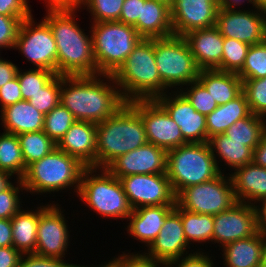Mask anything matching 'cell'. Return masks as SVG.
<instances>
[{
  "label": "cell",
  "instance_id": "cell-1",
  "mask_svg": "<svg viewBox=\"0 0 266 267\" xmlns=\"http://www.w3.org/2000/svg\"><path fill=\"white\" fill-rule=\"evenodd\" d=\"M45 8L43 19L49 24L57 47V74L97 75L91 30L86 33L77 22L79 7Z\"/></svg>",
  "mask_w": 266,
  "mask_h": 267
},
{
  "label": "cell",
  "instance_id": "cell-2",
  "mask_svg": "<svg viewBox=\"0 0 266 267\" xmlns=\"http://www.w3.org/2000/svg\"><path fill=\"white\" fill-rule=\"evenodd\" d=\"M125 103L113 75L61 76L60 104L76 120L99 124Z\"/></svg>",
  "mask_w": 266,
  "mask_h": 267
},
{
  "label": "cell",
  "instance_id": "cell-3",
  "mask_svg": "<svg viewBox=\"0 0 266 267\" xmlns=\"http://www.w3.org/2000/svg\"><path fill=\"white\" fill-rule=\"evenodd\" d=\"M147 143L141 116L126 102L113 116L97 124V168H106L119 156Z\"/></svg>",
  "mask_w": 266,
  "mask_h": 267
},
{
  "label": "cell",
  "instance_id": "cell-4",
  "mask_svg": "<svg viewBox=\"0 0 266 267\" xmlns=\"http://www.w3.org/2000/svg\"><path fill=\"white\" fill-rule=\"evenodd\" d=\"M113 77L126 102L155 99L169 92L161 81L155 62L154 38H142Z\"/></svg>",
  "mask_w": 266,
  "mask_h": 267
},
{
  "label": "cell",
  "instance_id": "cell-5",
  "mask_svg": "<svg viewBox=\"0 0 266 267\" xmlns=\"http://www.w3.org/2000/svg\"><path fill=\"white\" fill-rule=\"evenodd\" d=\"M86 168L76 157L59 149L27 167L22 178L26 193L33 195L53 194L73 189L78 194L83 170ZM70 187H72L70 189ZM46 193V194H45ZM45 194V195H43Z\"/></svg>",
  "mask_w": 266,
  "mask_h": 267
},
{
  "label": "cell",
  "instance_id": "cell-6",
  "mask_svg": "<svg viewBox=\"0 0 266 267\" xmlns=\"http://www.w3.org/2000/svg\"><path fill=\"white\" fill-rule=\"evenodd\" d=\"M77 197L103 219H121L123 222L133 211L119 178L106 168L86 167Z\"/></svg>",
  "mask_w": 266,
  "mask_h": 267
},
{
  "label": "cell",
  "instance_id": "cell-7",
  "mask_svg": "<svg viewBox=\"0 0 266 267\" xmlns=\"http://www.w3.org/2000/svg\"><path fill=\"white\" fill-rule=\"evenodd\" d=\"M220 171L208 142L187 143L167 152V177L176 196L185 188L218 177Z\"/></svg>",
  "mask_w": 266,
  "mask_h": 267
},
{
  "label": "cell",
  "instance_id": "cell-8",
  "mask_svg": "<svg viewBox=\"0 0 266 267\" xmlns=\"http://www.w3.org/2000/svg\"><path fill=\"white\" fill-rule=\"evenodd\" d=\"M90 23L97 74L113 75L142 37L133 26L118 21Z\"/></svg>",
  "mask_w": 266,
  "mask_h": 267
},
{
  "label": "cell",
  "instance_id": "cell-9",
  "mask_svg": "<svg viewBox=\"0 0 266 267\" xmlns=\"http://www.w3.org/2000/svg\"><path fill=\"white\" fill-rule=\"evenodd\" d=\"M154 56L161 81L169 91L197 81L201 69L183 36L154 38Z\"/></svg>",
  "mask_w": 266,
  "mask_h": 267
},
{
  "label": "cell",
  "instance_id": "cell-10",
  "mask_svg": "<svg viewBox=\"0 0 266 267\" xmlns=\"http://www.w3.org/2000/svg\"><path fill=\"white\" fill-rule=\"evenodd\" d=\"M230 173L183 189L176 203L183 209L204 215H217L237 203Z\"/></svg>",
  "mask_w": 266,
  "mask_h": 267
},
{
  "label": "cell",
  "instance_id": "cell-11",
  "mask_svg": "<svg viewBox=\"0 0 266 267\" xmlns=\"http://www.w3.org/2000/svg\"><path fill=\"white\" fill-rule=\"evenodd\" d=\"M33 17L22 21L13 50H19L35 69L57 74V47L50 26L43 18L37 22Z\"/></svg>",
  "mask_w": 266,
  "mask_h": 267
},
{
  "label": "cell",
  "instance_id": "cell-12",
  "mask_svg": "<svg viewBox=\"0 0 266 267\" xmlns=\"http://www.w3.org/2000/svg\"><path fill=\"white\" fill-rule=\"evenodd\" d=\"M53 202L55 201L48 202L47 204L41 202L39 204L35 253L41 256L65 259L67 257L65 255H68V248H70L71 230L69 232L68 220L65 218V214H63L65 210L59 203Z\"/></svg>",
  "mask_w": 266,
  "mask_h": 267
},
{
  "label": "cell",
  "instance_id": "cell-13",
  "mask_svg": "<svg viewBox=\"0 0 266 267\" xmlns=\"http://www.w3.org/2000/svg\"><path fill=\"white\" fill-rule=\"evenodd\" d=\"M129 103L143 120L148 143L167 152L188 143L178 125L155 99L132 100Z\"/></svg>",
  "mask_w": 266,
  "mask_h": 267
},
{
  "label": "cell",
  "instance_id": "cell-14",
  "mask_svg": "<svg viewBox=\"0 0 266 267\" xmlns=\"http://www.w3.org/2000/svg\"><path fill=\"white\" fill-rule=\"evenodd\" d=\"M215 27L224 37L249 45L260 44L266 40V13L249 7L219 8Z\"/></svg>",
  "mask_w": 266,
  "mask_h": 267
},
{
  "label": "cell",
  "instance_id": "cell-15",
  "mask_svg": "<svg viewBox=\"0 0 266 267\" xmlns=\"http://www.w3.org/2000/svg\"><path fill=\"white\" fill-rule=\"evenodd\" d=\"M132 209L176 205V194L167 174L130 175L119 178Z\"/></svg>",
  "mask_w": 266,
  "mask_h": 267
},
{
  "label": "cell",
  "instance_id": "cell-16",
  "mask_svg": "<svg viewBox=\"0 0 266 267\" xmlns=\"http://www.w3.org/2000/svg\"><path fill=\"white\" fill-rule=\"evenodd\" d=\"M213 244L220 248L249 238L258 232L254 205L237 202L230 209L213 216Z\"/></svg>",
  "mask_w": 266,
  "mask_h": 267
},
{
  "label": "cell",
  "instance_id": "cell-17",
  "mask_svg": "<svg viewBox=\"0 0 266 267\" xmlns=\"http://www.w3.org/2000/svg\"><path fill=\"white\" fill-rule=\"evenodd\" d=\"M155 100L178 125L188 143L207 142L206 116L197 112L180 91H169Z\"/></svg>",
  "mask_w": 266,
  "mask_h": 267
},
{
  "label": "cell",
  "instance_id": "cell-18",
  "mask_svg": "<svg viewBox=\"0 0 266 267\" xmlns=\"http://www.w3.org/2000/svg\"><path fill=\"white\" fill-rule=\"evenodd\" d=\"M181 221V207L176 203L175 208L167 215L165 222L151 245L144 253L166 266L169 262L190 254ZM146 250V251H145Z\"/></svg>",
  "mask_w": 266,
  "mask_h": 267
},
{
  "label": "cell",
  "instance_id": "cell-19",
  "mask_svg": "<svg viewBox=\"0 0 266 267\" xmlns=\"http://www.w3.org/2000/svg\"><path fill=\"white\" fill-rule=\"evenodd\" d=\"M106 169L117 178L130 175L166 174L167 151L147 143L119 156Z\"/></svg>",
  "mask_w": 266,
  "mask_h": 267
},
{
  "label": "cell",
  "instance_id": "cell-20",
  "mask_svg": "<svg viewBox=\"0 0 266 267\" xmlns=\"http://www.w3.org/2000/svg\"><path fill=\"white\" fill-rule=\"evenodd\" d=\"M171 9L173 35L185 34L216 24L218 0H174Z\"/></svg>",
  "mask_w": 266,
  "mask_h": 267
},
{
  "label": "cell",
  "instance_id": "cell-21",
  "mask_svg": "<svg viewBox=\"0 0 266 267\" xmlns=\"http://www.w3.org/2000/svg\"><path fill=\"white\" fill-rule=\"evenodd\" d=\"M97 124L75 121L56 144V148L76 157L86 167L97 168Z\"/></svg>",
  "mask_w": 266,
  "mask_h": 267
},
{
  "label": "cell",
  "instance_id": "cell-22",
  "mask_svg": "<svg viewBox=\"0 0 266 267\" xmlns=\"http://www.w3.org/2000/svg\"><path fill=\"white\" fill-rule=\"evenodd\" d=\"M183 37L201 70L217 69L222 71L224 36L215 26L193 30Z\"/></svg>",
  "mask_w": 266,
  "mask_h": 267
},
{
  "label": "cell",
  "instance_id": "cell-23",
  "mask_svg": "<svg viewBox=\"0 0 266 267\" xmlns=\"http://www.w3.org/2000/svg\"><path fill=\"white\" fill-rule=\"evenodd\" d=\"M176 205L139 207L132 211L126 222L129 237L149 247L159 234L167 215Z\"/></svg>",
  "mask_w": 266,
  "mask_h": 267
},
{
  "label": "cell",
  "instance_id": "cell-24",
  "mask_svg": "<svg viewBox=\"0 0 266 267\" xmlns=\"http://www.w3.org/2000/svg\"><path fill=\"white\" fill-rule=\"evenodd\" d=\"M229 175L237 202L255 205L266 198V168L251 162Z\"/></svg>",
  "mask_w": 266,
  "mask_h": 267
},
{
  "label": "cell",
  "instance_id": "cell-25",
  "mask_svg": "<svg viewBox=\"0 0 266 267\" xmlns=\"http://www.w3.org/2000/svg\"><path fill=\"white\" fill-rule=\"evenodd\" d=\"M44 116L28 100H20L0 111L3 132L17 136L43 130Z\"/></svg>",
  "mask_w": 266,
  "mask_h": 267
},
{
  "label": "cell",
  "instance_id": "cell-26",
  "mask_svg": "<svg viewBox=\"0 0 266 267\" xmlns=\"http://www.w3.org/2000/svg\"><path fill=\"white\" fill-rule=\"evenodd\" d=\"M133 27L145 39L172 36L170 7L156 0H146L142 5L141 18Z\"/></svg>",
  "mask_w": 266,
  "mask_h": 267
},
{
  "label": "cell",
  "instance_id": "cell-27",
  "mask_svg": "<svg viewBox=\"0 0 266 267\" xmlns=\"http://www.w3.org/2000/svg\"><path fill=\"white\" fill-rule=\"evenodd\" d=\"M230 140L231 139L225 133L216 134L208 140L220 171L223 168V174L227 167L229 168L228 170H231L230 173H232L236 168L243 167L253 162V150L250 147L245 146L244 142ZM221 166L227 167L224 168Z\"/></svg>",
  "mask_w": 266,
  "mask_h": 267
},
{
  "label": "cell",
  "instance_id": "cell-28",
  "mask_svg": "<svg viewBox=\"0 0 266 267\" xmlns=\"http://www.w3.org/2000/svg\"><path fill=\"white\" fill-rule=\"evenodd\" d=\"M264 235L259 231L249 238L233 241L220 250L224 267H260Z\"/></svg>",
  "mask_w": 266,
  "mask_h": 267
},
{
  "label": "cell",
  "instance_id": "cell-29",
  "mask_svg": "<svg viewBox=\"0 0 266 267\" xmlns=\"http://www.w3.org/2000/svg\"><path fill=\"white\" fill-rule=\"evenodd\" d=\"M197 80L211 93L218 106L235 99L242 93V80L236 73L202 69Z\"/></svg>",
  "mask_w": 266,
  "mask_h": 267
},
{
  "label": "cell",
  "instance_id": "cell-30",
  "mask_svg": "<svg viewBox=\"0 0 266 267\" xmlns=\"http://www.w3.org/2000/svg\"><path fill=\"white\" fill-rule=\"evenodd\" d=\"M34 208H21L11 218L13 247L21 254L35 253L36 250L39 205Z\"/></svg>",
  "mask_w": 266,
  "mask_h": 267
},
{
  "label": "cell",
  "instance_id": "cell-31",
  "mask_svg": "<svg viewBox=\"0 0 266 267\" xmlns=\"http://www.w3.org/2000/svg\"><path fill=\"white\" fill-rule=\"evenodd\" d=\"M251 114L245 94L242 92L235 99L219 105L214 111L206 115L207 142L216 134H223L239 119Z\"/></svg>",
  "mask_w": 266,
  "mask_h": 267
},
{
  "label": "cell",
  "instance_id": "cell-32",
  "mask_svg": "<svg viewBox=\"0 0 266 267\" xmlns=\"http://www.w3.org/2000/svg\"><path fill=\"white\" fill-rule=\"evenodd\" d=\"M181 221L188 244L192 247L196 242L204 245L213 244V215L193 213L181 208ZM195 242V243H194Z\"/></svg>",
  "mask_w": 266,
  "mask_h": 267
},
{
  "label": "cell",
  "instance_id": "cell-33",
  "mask_svg": "<svg viewBox=\"0 0 266 267\" xmlns=\"http://www.w3.org/2000/svg\"><path fill=\"white\" fill-rule=\"evenodd\" d=\"M0 170L11 173L17 179H22L26 173L27 167L15 134L0 133Z\"/></svg>",
  "mask_w": 266,
  "mask_h": 267
},
{
  "label": "cell",
  "instance_id": "cell-34",
  "mask_svg": "<svg viewBox=\"0 0 266 267\" xmlns=\"http://www.w3.org/2000/svg\"><path fill=\"white\" fill-rule=\"evenodd\" d=\"M265 127L266 118L251 113L231 125L225 134L231 139L230 141L244 142L245 146L254 150L260 142Z\"/></svg>",
  "mask_w": 266,
  "mask_h": 267
},
{
  "label": "cell",
  "instance_id": "cell-35",
  "mask_svg": "<svg viewBox=\"0 0 266 267\" xmlns=\"http://www.w3.org/2000/svg\"><path fill=\"white\" fill-rule=\"evenodd\" d=\"M18 140L26 167L33 162L42 159L56 149V144L44 133L43 130L22 133L18 135Z\"/></svg>",
  "mask_w": 266,
  "mask_h": 267
},
{
  "label": "cell",
  "instance_id": "cell-36",
  "mask_svg": "<svg viewBox=\"0 0 266 267\" xmlns=\"http://www.w3.org/2000/svg\"><path fill=\"white\" fill-rule=\"evenodd\" d=\"M75 121L73 114L59 104L44 116L43 131L57 144Z\"/></svg>",
  "mask_w": 266,
  "mask_h": 267
},
{
  "label": "cell",
  "instance_id": "cell-37",
  "mask_svg": "<svg viewBox=\"0 0 266 267\" xmlns=\"http://www.w3.org/2000/svg\"><path fill=\"white\" fill-rule=\"evenodd\" d=\"M125 0H82L79 9L90 13V22L118 21Z\"/></svg>",
  "mask_w": 266,
  "mask_h": 267
},
{
  "label": "cell",
  "instance_id": "cell-38",
  "mask_svg": "<svg viewBox=\"0 0 266 267\" xmlns=\"http://www.w3.org/2000/svg\"><path fill=\"white\" fill-rule=\"evenodd\" d=\"M237 75L242 81L266 77V40L249 46L242 70Z\"/></svg>",
  "mask_w": 266,
  "mask_h": 267
},
{
  "label": "cell",
  "instance_id": "cell-39",
  "mask_svg": "<svg viewBox=\"0 0 266 267\" xmlns=\"http://www.w3.org/2000/svg\"><path fill=\"white\" fill-rule=\"evenodd\" d=\"M31 68L27 71L19 68L17 71L23 100H29L56 75L50 70Z\"/></svg>",
  "mask_w": 266,
  "mask_h": 267
},
{
  "label": "cell",
  "instance_id": "cell-40",
  "mask_svg": "<svg viewBox=\"0 0 266 267\" xmlns=\"http://www.w3.org/2000/svg\"><path fill=\"white\" fill-rule=\"evenodd\" d=\"M249 44L224 37L222 71L238 74L243 67Z\"/></svg>",
  "mask_w": 266,
  "mask_h": 267
},
{
  "label": "cell",
  "instance_id": "cell-41",
  "mask_svg": "<svg viewBox=\"0 0 266 267\" xmlns=\"http://www.w3.org/2000/svg\"><path fill=\"white\" fill-rule=\"evenodd\" d=\"M61 76L56 74L43 88L28 100L39 112L46 115L60 104Z\"/></svg>",
  "mask_w": 266,
  "mask_h": 267
},
{
  "label": "cell",
  "instance_id": "cell-42",
  "mask_svg": "<svg viewBox=\"0 0 266 267\" xmlns=\"http://www.w3.org/2000/svg\"><path fill=\"white\" fill-rule=\"evenodd\" d=\"M242 92L246 96L251 113L266 118V77L243 80Z\"/></svg>",
  "mask_w": 266,
  "mask_h": 267
},
{
  "label": "cell",
  "instance_id": "cell-43",
  "mask_svg": "<svg viewBox=\"0 0 266 267\" xmlns=\"http://www.w3.org/2000/svg\"><path fill=\"white\" fill-rule=\"evenodd\" d=\"M179 91L187 98L197 112L205 116L218 107L211 93L198 80L189 83Z\"/></svg>",
  "mask_w": 266,
  "mask_h": 267
},
{
  "label": "cell",
  "instance_id": "cell-44",
  "mask_svg": "<svg viewBox=\"0 0 266 267\" xmlns=\"http://www.w3.org/2000/svg\"><path fill=\"white\" fill-rule=\"evenodd\" d=\"M6 190L0 192V219H11L21 209L24 208L21 193L25 194L22 179L13 180ZM21 191V192H20Z\"/></svg>",
  "mask_w": 266,
  "mask_h": 267
},
{
  "label": "cell",
  "instance_id": "cell-45",
  "mask_svg": "<svg viewBox=\"0 0 266 267\" xmlns=\"http://www.w3.org/2000/svg\"><path fill=\"white\" fill-rule=\"evenodd\" d=\"M127 251L128 253L123 251L122 254H117L107 261L111 263L112 267H165L162 263L147 256L142 252L143 250L132 253Z\"/></svg>",
  "mask_w": 266,
  "mask_h": 267
},
{
  "label": "cell",
  "instance_id": "cell-46",
  "mask_svg": "<svg viewBox=\"0 0 266 267\" xmlns=\"http://www.w3.org/2000/svg\"><path fill=\"white\" fill-rule=\"evenodd\" d=\"M22 21L19 17L0 14V49L13 50Z\"/></svg>",
  "mask_w": 266,
  "mask_h": 267
},
{
  "label": "cell",
  "instance_id": "cell-47",
  "mask_svg": "<svg viewBox=\"0 0 266 267\" xmlns=\"http://www.w3.org/2000/svg\"><path fill=\"white\" fill-rule=\"evenodd\" d=\"M196 251L190 250V254L180 257L179 259L169 262L165 267H217L215 257L210 252L197 246ZM202 249V251H201ZM194 251V252H193ZM213 257V258H212ZM216 264V266H215ZM175 265V266H174Z\"/></svg>",
  "mask_w": 266,
  "mask_h": 267
},
{
  "label": "cell",
  "instance_id": "cell-48",
  "mask_svg": "<svg viewBox=\"0 0 266 267\" xmlns=\"http://www.w3.org/2000/svg\"><path fill=\"white\" fill-rule=\"evenodd\" d=\"M65 259L41 256L36 253L22 254L18 267H76Z\"/></svg>",
  "mask_w": 266,
  "mask_h": 267
},
{
  "label": "cell",
  "instance_id": "cell-49",
  "mask_svg": "<svg viewBox=\"0 0 266 267\" xmlns=\"http://www.w3.org/2000/svg\"><path fill=\"white\" fill-rule=\"evenodd\" d=\"M31 7L29 0H0V14L19 17L22 20L33 15Z\"/></svg>",
  "mask_w": 266,
  "mask_h": 267
},
{
  "label": "cell",
  "instance_id": "cell-50",
  "mask_svg": "<svg viewBox=\"0 0 266 267\" xmlns=\"http://www.w3.org/2000/svg\"><path fill=\"white\" fill-rule=\"evenodd\" d=\"M23 100L18 77L0 87V111L16 102Z\"/></svg>",
  "mask_w": 266,
  "mask_h": 267
},
{
  "label": "cell",
  "instance_id": "cell-51",
  "mask_svg": "<svg viewBox=\"0 0 266 267\" xmlns=\"http://www.w3.org/2000/svg\"><path fill=\"white\" fill-rule=\"evenodd\" d=\"M146 0H125L118 22L134 26L141 18L142 5Z\"/></svg>",
  "mask_w": 266,
  "mask_h": 267
},
{
  "label": "cell",
  "instance_id": "cell-52",
  "mask_svg": "<svg viewBox=\"0 0 266 267\" xmlns=\"http://www.w3.org/2000/svg\"><path fill=\"white\" fill-rule=\"evenodd\" d=\"M22 254L11 247H0V267H18Z\"/></svg>",
  "mask_w": 266,
  "mask_h": 267
},
{
  "label": "cell",
  "instance_id": "cell-53",
  "mask_svg": "<svg viewBox=\"0 0 266 267\" xmlns=\"http://www.w3.org/2000/svg\"><path fill=\"white\" fill-rule=\"evenodd\" d=\"M19 67L0 55V87L16 77Z\"/></svg>",
  "mask_w": 266,
  "mask_h": 267
},
{
  "label": "cell",
  "instance_id": "cell-54",
  "mask_svg": "<svg viewBox=\"0 0 266 267\" xmlns=\"http://www.w3.org/2000/svg\"><path fill=\"white\" fill-rule=\"evenodd\" d=\"M253 162L266 168V127L262 132L259 144L253 150Z\"/></svg>",
  "mask_w": 266,
  "mask_h": 267
},
{
  "label": "cell",
  "instance_id": "cell-55",
  "mask_svg": "<svg viewBox=\"0 0 266 267\" xmlns=\"http://www.w3.org/2000/svg\"><path fill=\"white\" fill-rule=\"evenodd\" d=\"M13 246L11 219H0V247Z\"/></svg>",
  "mask_w": 266,
  "mask_h": 267
},
{
  "label": "cell",
  "instance_id": "cell-56",
  "mask_svg": "<svg viewBox=\"0 0 266 267\" xmlns=\"http://www.w3.org/2000/svg\"><path fill=\"white\" fill-rule=\"evenodd\" d=\"M254 207L256 210L257 229L266 236V198L259 200Z\"/></svg>",
  "mask_w": 266,
  "mask_h": 267
},
{
  "label": "cell",
  "instance_id": "cell-57",
  "mask_svg": "<svg viewBox=\"0 0 266 267\" xmlns=\"http://www.w3.org/2000/svg\"><path fill=\"white\" fill-rule=\"evenodd\" d=\"M245 2H247V3H245ZM218 3H219V8H224V9H241L243 3H244V5L245 4L251 5L252 4L251 8H255L253 0H218Z\"/></svg>",
  "mask_w": 266,
  "mask_h": 267
},
{
  "label": "cell",
  "instance_id": "cell-58",
  "mask_svg": "<svg viewBox=\"0 0 266 267\" xmlns=\"http://www.w3.org/2000/svg\"><path fill=\"white\" fill-rule=\"evenodd\" d=\"M11 173L0 170V192L6 190L13 182L12 179L16 180Z\"/></svg>",
  "mask_w": 266,
  "mask_h": 267
},
{
  "label": "cell",
  "instance_id": "cell-59",
  "mask_svg": "<svg viewBox=\"0 0 266 267\" xmlns=\"http://www.w3.org/2000/svg\"><path fill=\"white\" fill-rule=\"evenodd\" d=\"M45 7H68V0H43Z\"/></svg>",
  "mask_w": 266,
  "mask_h": 267
},
{
  "label": "cell",
  "instance_id": "cell-60",
  "mask_svg": "<svg viewBox=\"0 0 266 267\" xmlns=\"http://www.w3.org/2000/svg\"><path fill=\"white\" fill-rule=\"evenodd\" d=\"M260 267H266V236H264Z\"/></svg>",
  "mask_w": 266,
  "mask_h": 267
},
{
  "label": "cell",
  "instance_id": "cell-61",
  "mask_svg": "<svg viewBox=\"0 0 266 267\" xmlns=\"http://www.w3.org/2000/svg\"><path fill=\"white\" fill-rule=\"evenodd\" d=\"M253 1L255 8L266 13V0H253Z\"/></svg>",
  "mask_w": 266,
  "mask_h": 267
},
{
  "label": "cell",
  "instance_id": "cell-62",
  "mask_svg": "<svg viewBox=\"0 0 266 267\" xmlns=\"http://www.w3.org/2000/svg\"><path fill=\"white\" fill-rule=\"evenodd\" d=\"M76 267H112V265H111V263L108 261H105L103 264L101 263V265H97L96 264V266L95 265H93L92 264V266L91 265H80V264H77V266Z\"/></svg>",
  "mask_w": 266,
  "mask_h": 267
},
{
  "label": "cell",
  "instance_id": "cell-63",
  "mask_svg": "<svg viewBox=\"0 0 266 267\" xmlns=\"http://www.w3.org/2000/svg\"><path fill=\"white\" fill-rule=\"evenodd\" d=\"M82 0H68V7H78Z\"/></svg>",
  "mask_w": 266,
  "mask_h": 267
},
{
  "label": "cell",
  "instance_id": "cell-64",
  "mask_svg": "<svg viewBox=\"0 0 266 267\" xmlns=\"http://www.w3.org/2000/svg\"><path fill=\"white\" fill-rule=\"evenodd\" d=\"M156 1L161 2V3H164L167 6H169L170 8L172 7L173 2H174V0H156Z\"/></svg>",
  "mask_w": 266,
  "mask_h": 267
}]
</instances>
